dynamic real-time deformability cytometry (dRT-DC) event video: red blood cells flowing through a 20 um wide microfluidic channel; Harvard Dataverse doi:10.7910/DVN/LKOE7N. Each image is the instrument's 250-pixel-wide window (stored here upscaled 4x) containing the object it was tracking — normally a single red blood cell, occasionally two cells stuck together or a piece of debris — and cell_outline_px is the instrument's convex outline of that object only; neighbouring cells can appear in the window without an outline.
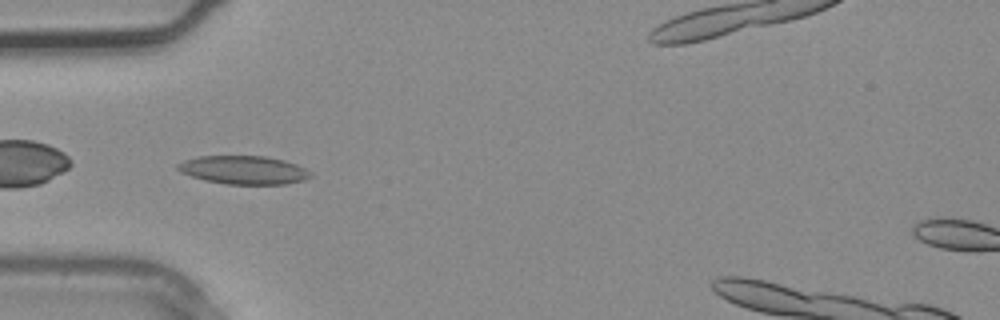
{"species": "common noctule bat (a hibernating species)", "species_latin": "Nyctalus noctula", "temperature_condition": "warm", "stored_images_in_passage": 1, "camera_frame_rate_fps": 3000, "um_per_image_px": 0.085, "animal": {"sex": "male", "body_mass_g": 20.4}, "frame": {"image": 1, "passage_image": 1, "time_ms": 0.0, "image_size_px": [1000, 320], "cell_outline_px": [[312, 176], [304, 180], [284, 184], [228, 184], [204, 180], [180, 172], [176, 168], [176, 164], [184, 160], [200, 156], [268, 156], [284, 160], [296, 164], [312, 172]], "centroid_in_image_um": [20.71, 14.44], "position_along_channel_um": 64.3, "area_um2": 22.02}}